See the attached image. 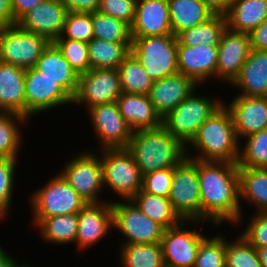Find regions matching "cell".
I'll return each mask as SVG.
<instances>
[{
    "mask_svg": "<svg viewBox=\"0 0 267 267\" xmlns=\"http://www.w3.org/2000/svg\"><path fill=\"white\" fill-rule=\"evenodd\" d=\"M201 221L219 226L242 220L239 199V169L236 163L197 159Z\"/></svg>",
    "mask_w": 267,
    "mask_h": 267,
    "instance_id": "obj_1",
    "label": "cell"
},
{
    "mask_svg": "<svg viewBox=\"0 0 267 267\" xmlns=\"http://www.w3.org/2000/svg\"><path fill=\"white\" fill-rule=\"evenodd\" d=\"M240 144L232 115L224 103L198 128L197 133L186 145V157L237 164ZM189 145L197 150L196 156L189 153Z\"/></svg>",
    "mask_w": 267,
    "mask_h": 267,
    "instance_id": "obj_2",
    "label": "cell"
},
{
    "mask_svg": "<svg viewBox=\"0 0 267 267\" xmlns=\"http://www.w3.org/2000/svg\"><path fill=\"white\" fill-rule=\"evenodd\" d=\"M127 150L132 154L142 175L174 168L186 157V146L162 125L133 131Z\"/></svg>",
    "mask_w": 267,
    "mask_h": 267,
    "instance_id": "obj_3",
    "label": "cell"
},
{
    "mask_svg": "<svg viewBox=\"0 0 267 267\" xmlns=\"http://www.w3.org/2000/svg\"><path fill=\"white\" fill-rule=\"evenodd\" d=\"M130 53L153 81L178 73L177 38L173 34L132 37Z\"/></svg>",
    "mask_w": 267,
    "mask_h": 267,
    "instance_id": "obj_4",
    "label": "cell"
},
{
    "mask_svg": "<svg viewBox=\"0 0 267 267\" xmlns=\"http://www.w3.org/2000/svg\"><path fill=\"white\" fill-rule=\"evenodd\" d=\"M38 189L29 198L35 226L44 218L76 214L87 204L60 173Z\"/></svg>",
    "mask_w": 267,
    "mask_h": 267,
    "instance_id": "obj_5",
    "label": "cell"
},
{
    "mask_svg": "<svg viewBox=\"0 0 267 267\" xmlns=\"http://www.w3.org/2000/svg\"><path fill=\"white\" fill-rule=\"evenodd\" d=\"M194 90L180 104L162 118V126L185 146L198 128L223 104L220 98L201 97Z\"/></svg>",
    "mask_w": 267,
    "mask_h": 267,
    "instance_id": "obj_6",
    "label": "cell"
},
{
    "mask_svg": "<svg viewBox=\"0 0 267 267\" xmlns=\"http://www.w3.org/2000/svg\"><path fill=\"white\" fill-rule=\"evenodd\" d=\"M103 187L123 200H131L142 190L143 175L127 148L101 149Z\"/></svg>",
    "mask_w": 267,
    "mask_h": 267,
    "instance_id": "obj_7",
    "label": "cell"
},
{
    "mask_svg": "<svg viewBox=\"0 0 267 267\" xmlns=\"http://www.w3.org/2000/svg\"><path fill=\"white\" fill-rule=\"evenodd\" d=\"M168 198L183 221L202 223L197 159L185 157L173 168Z\"/></svg>",
    "mask_w": 267,
    "mask_h": 267,
    "instance_id": "obj_8",
    "label": "cell"
},
{
    "mask_svg": "<svg viewBox=\"0 0 267 267\" xmlns=\"http://www.w3.org/2000/svg\"><path fill=\"white\" fill-rule=\"evenodd\" d=\"M50 42L14 24L0 29V61L28 69L35 67Z\"/></svg>",
    "mask_w": 267,
    "mask_h": 267,
    "instance_id": "obj_9",
    "label": "cell"
},
{
    "mask_svg": "<svg viewBox=\"0 0 267 267\" xmlns=\"http://www.w3.org/2000/svg\"><path fill=\"white\" fill-rule=\"evenodd\" d=\"M59 173L87 203L102 202L98 196L103 191L100 154L91 153V150L77 156L73 154Z\"/></svg>",
    "mask_w": 267,
    "mask_h": 267,
    "instance_id": "obj_10",
    "label": "cell"
},
{
    "mask_svg": "<svg viewBox=\"0 0 267 267\" xmlns=\"http://www.w3.org/2000/svg\"><path fill=\"white\" fill-rule=\"evenodd\" d=\"M112 202L113 228L126 237L121 244L160 243L165 228L151 220L131 201Z\"/></svg>",
    "mask_w": 267,
    "mask_h": 267,
    "instance_id": "obj_11",
    "label": "cell"
},
{
    "mask_svg": "<svg viewBox=\"0 0 267 267\" xmlns=\"http://www.w3.org/2000/svg\"><path fill=\"white\" fill-rule=\"evenodd\" d=\"M26 118L73 104V98L53 79L46 77L35 67L25 70Z\"/></svg>",
    "mask_w": 267,
    "mask_h": 267,
    "instance_id": "obj_12",
    "label": "cell"
},
{
    "mask_svg": "<svg viewBox=\"0 0 267 267\" xmlns=\"http://www.w3.org/2000/svg\"><path fill=\"white\" fill-rule=\"evenodd\" d=\"M121 93L118 69H90L79 75L73 103L78 106L84 104L89 109L95 105L116 102Z\"/></svg>",
    "mask_w": 267,
    "mask_h": 267,
    "instance_id": "obj_13",
    "label": "cell"
},
{
    "mask_svg": "<svg viewBox=\"0 0 267 267\" xmlns=\"http://www.w3.org/2000/svg\"><path fill=\"white\" fill-rule=\"evenodd\" d=\"M100 149L127 148L133 131L120 114L117 103L99 104L88 109Z\"/></svg>",
    "mask_w": 267,
    "mask_h": 267,
    "instance_id": "obj_14",
    "label": "cell"
},
{
    "mask_svg": "<svg viewBox=\"0 0 267 267\" xmlns=\"http://www.w3.org/2000/svg\"><path fill=\"white\" fill-rule=\"evenodd\" d=\"M185 222L164 231L160 244L165 267H194L199 245L206 236L197 228H181Z\"/></svg>",
    "mask_w": 267,
    "mask_h": 267,
    "instance_id": "obj_15",
    "label": "cell"
},
{
    "mask_svg": "<svg viewBox=\"0 0 267 267\" xmlns=\"http://www.w3.org/2000/svg\"><path fill=\"white\" fill-rule=\"evenodd\" d=\"M250 50L251 44L247 33L234 32L226 27L218 45L216 79L230 85L239 75Z\"/></svg>",
    "mask_w": 267,
    "mask_h": 267,
    "instance_id": "obj_16",
    "label": "cell"
},
{
    "mask_svg": "<svg viewBox=\"0 0 267 267\" xmlns=\"http://www.w3.org/2000/svg\"><path fill=\"white\" fill-rule=\"evenodd\" d=\"M111 228H113L112 202L104 200L99 203H87L78 212V232L75 240L77 249L86 250L98 244Z\"/></svg>",
    "mask_w": 267,
    "mask_h": 267,
    "instance_id": "obj_17",
    "label": "cell"
},
{
    "mask_svg": "<svg viewBox=\"0 0 267 267\" xmlns=\"http://www.w3.org/2000/svg\"><path fill=\"white\" fill-rule=\"evenodd\" d=\"M67 12L60 0H44L26 13L17 24L26 31L54 42L61 36Z\"/></svg>",
    "mask_w": 267,
    "mask_h": 267,
    "instance_id": "obj_18",
    "label": "cell"
},
{
    "mask_svg": "<svg viewBox=\"0 0 267 267\" xmlns=\"http://www.w3.org/2000/svg\"><path fill=\"white\" fill-rule=\"evenodd\" d=\"M229 109L238 140L267 128V97L236 95Z\"/></svg>",
    "mask_w": 267,
    "mask_h": 267,
    "instance_id": "obj_19",
    "label": "cell"
},
{
    "mask_svg": "<svg viewBox=\"0 0 267 267\" xmlns=\"http://www.w3.org/2000/svg\"><path fill=\"white\" fill-rule=\"evenodd\" d=\"M178 72L192 78L198 85L216 79L218 46H187L177 44Z\"/></svg>",
    "mask_w": 267,
    "mask_h": 267,
    "instance_id": "obj_20",
    "label": "cell"
},
{
    "mask_svg": "<svg viewBox=\"0 0 267 267\" xmlns=\"http://www.w3.org/2000/svg\"><path fill=\"white\" fill-rule=\"evenodd\" d=\"M173 34L168 0H137L132 37Z\"/></svg>",
    "mask_w": 267,
    "mask_h": 267,
    "instance_id": "obj_21",
    "label": "cell"
},
{
    "mask_svg": "<svg viewBox=\"0 0 267 267\" xmlns=\"http://www.w3.org/2000/svg\"><path fill=\"white\" fill-rule=\"evenodd\" d=\"M198 86L192 78L178 72L154 81L148 96L155 111L163 118L194 90H197Z\"/></svg>",
    "mask_w": 267,
    "mask_h": 267,
    "instance_id": "obj_22",
    "label": "cell"
},
{
    "mask_svg": "<svg viewBox=\"0 0 267 267\" xmlns=\"http://www.w3.org/2000/svg\"><path fill=\"white\" fill-rule=\"evenodd\" d=\"M0 112L26 117L25 69L1 61Z\"/></svg>",
    "mask_w": 267,
    "mask_h": 267,
    "instance_id": "obj_23",
    "label": "cell"
},
{
    "mask_svg": "<svg viewBox=\"0 0 267 267\" xmlns=\"http://www.w3.org/2000/svg\"><path fill=\"white\" fill-rule=\"evenodd\" d=\"M117 106L132 131L157 128L162 118L155 111L148 95L122 92Z\"/></svg>",
    "mask_w": 267,
    "mask_h": 267,
    "instance_id": "obj_24",
    "label": "cell"
},
{
    "mask_svg": "<svg viewBox=\"0 0 267 267\" xmlns=\"http://www.w3.org/2000/svg\"><path fill=\"white\" fill-rule=\"evenodd\" d=\"M238 95L267 97V51L251 49L239 75L230 84Z\"/></svg>",
    "mask_w": 267,
    "mask_h": 267,
    "instance_id": "obj_25",
    "label": "cell"
},
{
    "mask_svg": "<svg viewBox=\"0 0 267 267\" xmlns=\"http://www.w3.org/2000/svg\"><path fill=\"white\" fill-rule=\"evenodd\" d=\"M35 68L44 76L55 80L72 98L75 97L79 85V74L53 42H50L43 50Z\"/></svg>",
    "mask_w": 267,
    "mask_h": 267,
    "instance_id": "obj_26",
    "label": "cell"
},
{
    "mask_svg": "<svg viewBox=\"0 0 267 267\" xmlns=\"http://www.w3.org/2000/svg\"><path fill=\"white\" fill-rule=\"evenodd\" d=\"M225 18L229 30L249 34L267 19V0H233Z\"/></svg>",
    "mask_w": 267,
    "mask_h": 267,
    "instance_id": "obj_27",
    "label": "cell"
},
{
    "mask_svg": "<svg viewBox=\"0 0 267 267\" xmlns=\"http://www.w3.org/2000/svg\"><path fill=\"white\" fill-rule=\"evenodd\" d=\"M239 199L251 203L260 213H267V168L238 167Z\"/></svg>",
    "mask_w": 267,
    "mask_h": 267,
    "instance_id": "obj_28",
    "label": "cell"
},
{
    "mask_svg": "<svg viewBox=\"0 0 267 267\" xmlns=\"http://www.w3.org/2000/svg\"><path fill=\"white\" fill-rule=\"evenodd\" d=\"M168 4L174 36L206 22L214 15L202 0H168Z\"/></svg>",
    "mask_w": 267,
    "mask_h": 267,
    "instance_id": "obj_29",
    "label": "cell"
},
{
    "mask_svg": "<svg viewBox=\"0 0 267 267\" xmlns=\"http://www.w3.org/2000/svg\"><path fill=\"white\" fill-rule=\"evenodd\" d=\"M131 201L143 214L161 224L165 229L174 227L183 222L174 211L168 197L152 195L140 190Z\"/></svg>",
    "mask_w": 267,
    "mask_h": 267,
    "instance_id": "obj_30",
    "label": "cell"
},
{
    "mask_svg": "<svg viewBox=\"0 0 267 267\" xmlns=\"http://www.w3.org/2000/svg\"><path fill=\"white\" fill-rule=\"evenodd\" d=\"M132 43H115L93 38L88 43L91 69H118L130 54Z\"/></svg>",
    "mask_w": 267,
    "mask_h": 267,
    "instance_id": "obj_31",
    "label": "cell"
},
{
    "mask_svg": "<svg viewBox=\"0 0 267 267\" xmlns=\"http://www.w3.org/2000/svg\"><path fill=\"white\" fill-rule=\"evenodd\" d=\"M226 27L225 15L214 14L206 22L179 32L176 35L177 44L218 46L221 34Z\"/></svg>",
    "mask_w": 267,
    "mask_h": 267,
    "instance_id": "obj_32",
    "label": "cell"
},
{
    "mask_svg": "<svg viewBox=\"0 0 267 267\" xmlns=\"http://www.w3.org/2000/svg\"><path fill=\"white\" fill-rule=\"evenodd\" d=\"M41 239L50 244H75L78 213L44 218L38 225Z\"/></svg>",
    "mask_w": 267,
    "mask_h": 267,
    "instance_id": "obj_33",
    "label": "cell"
},
{
    "mask_svg": "<svg viewBox=\"0 0 267 267\" xmlns=\"http://www.w3.org/2000/svg\"><path fill=\"white\" fill-rule=\"evenodd\" d=\"M120 253L122 267H165L160 243L125 244Z\"/></svg>",
    "mask_w": 267,
    "mask_h": 267,
    "instance_id": "obj_34",
    "label": "cell"
},
{
    "mask_svg": "<svg viewBox=\"0 0 267 267\" xmlns=\"http://www.w3.org/2000/svg\"><path fill=\"white\" fill-rule=\"evenodd\" d=\"M28 121L26 117L15 113L0 112V157L19 158L23 133L18 124H29Z\"/></svg>",
    "mask_w": 267,
    "mask_h": 267,
    "instance_id": "obj_35",
    "label": "cell"
},
{
    "mask_svg": "<svg viewBox=\"0 0 267 267\" xmlns=\"http://www.w3.org/2000/svg\"><path fill=\"white\" fill-rule=\"evenodd\" d=\"M122 92L148 95L153 80L130 53L118 68Z\"/></svg>",
    "mask_w": 267,
    "mask_h": 267,
    "instance_id": "obj_36",
    "label": "cell"
},
{
    "mask_svg": "<svg viewBox=\"0 0 267 267\" xmlns=\"http://www.w3.org/2000/svg\"><path fill=\"white\" fill-rule=\"evenodd\" d=\"M94 38L115 43H132L131 26L126 22L102 14L92 13Z\"/></svg>",
    "mask_w": 267,
    "mask_h": 267,
    "instance_id": "obj_37",
    "label": "cell"
},
{
    "mask_svg": "<svg viewBox=\"0 0 267 267\" xmlns=\"http://www.w3.org/2000/svg\"><path fill=\"white\" fill-rule=\"evenodd\" d=\"M243 139L245 144L239 147L237 166L267 168V128Z\"/></svg>",
    "mask_w": 267,
    "mask_h": 267,
    "instance_id": "obj_38",
    "label": "cell"
},
{
    "mask_svg": "<svg viewBox=\"0 0 267 267\" xmlns=\"http://www.w3.org/2000/svg\"><path fill=\"white\" fill-rule=\"evenodd\" d=\"M228 242L225 237L226 267H261L257 249L241 234Z\"/></svg>",
    "mask_w": 267,
    "mask_h": 267,
    "instance_id": "obj_39",
    "label": "cell"
},
{
    "mask_svg": "<svg viewBox=\"0 0 267 267\" xmlns=\"http://www.w3.org/2000/svg\"><path fill=\"white\" fill-rule=\"evenodd\" d=\"M194 267H226L225 236L205 237L199 245Z\"/></svg>",
    "mask_w": 267,
    "mask_h": 267,
    "instance_id": "obj_40",
    "label": "cell"
},
{
    "mask_svg": "<svg viewBox=\"0 0 267 267\" xmlns=\"http://www.w3.org/2000/svg\"><path fill=\"white\" fill-rule=\"evenodd\" d=\"M53 43L79 75L91 69L87 43L71 39H56Z\"/></svg>",
    "mask_w": 267,
    "mask_h": 267,
    "instance_id": "obj_41",
    "label": "cell"
},
{
    "mask_svg": "<svg viewBox=\"0 0 267 267\" xmlns=\"http://www.w3.org/2000/svg\"><path fill=\"white\" fill-rule=\"evenodd\" d=\"M93 38L92 13L67 12L62 33L58 39L88 43Z\"/></svg>",
    "mask_w": 267,
    "mask_h": 267,
    "instance_id": "obj_42",
    "label": "cell"
},
{
    "mask_svg": "<svg viewBox=\"0 0 267 267\" xmlns=\"http://www.w3.org/2000/svg\"><path fill=\"white\" fill-rule=\"evenodd\" d=\"M18 159L0 157V211L9 216L12 206L13 188L15 187V173Z\"/></svg>",
    "mask_w": 267,
    "mask_h": 267,
    "instance_id": "obj_43",
    "label": "cell"
},
{
    "mask_svg": "<svg viewBox=\"0 0 267 267\" xmlns=\"http://www.w3.org/2000/svg\"><path fill=\"white\" fill-rule=\"evenodd\" d=\"M173 179V168L157 170L143 175L142 191L162 196L169 197Z\"/></svg>",
    "mask_w": 267,
    "mask_h": 267,
    "instance_id": "obj_44",
    "label": "cell"
},
{
    "mask_svg": "<svg viewBox=\"0 0 267 267\" xmlns=\"http://www.w3.org/2000/svg\"><path fill=\"white\" fill-rule=\"evenodd\" d=\"M136 3L137 0H99L98 12L131 26L135 19Z\"/></svg>",
    "mask_w": 267,
    "mask_h": 267,
    "instance_id": "obj_45",
    "label": "cell"
},
{
    "mask_svg": "<svg viewBox=\"0 0 267 267\" xmlns=\"http://www.w3.org/2000/svg\"><path fill=\"white\" fill-rule=\"evenodd\" d=\"M253 213L241 235L256 249L267 247V213Z\"/></svg>",
    "mask_w": 267,
    "mask_h": 267,
    "instance_id": "obj_46",
    "label": "cell"
},
{
    "mask_svg": "<svg viewBox=\"0 0 267 267\" xmlns=\"http://www.w3.org/2000/svg\"><path fill=\"white\" fill-rule=\"evenodd\" d=\"M68 12L93 13L98 11L99 0H60Z\"/></svg>",
    "mask_w": 267,
    "mask_h": 267,
    "instance_id": "obj_47",
    "label": "cell"
},
{
    "mask_svg": "<svg viewBox=\"0 0 267 267\" xmlns=\"http://www.w3.org/2000/svg\"><path fill=\"white\" fill-rule=\"evenodd\" d=\"M251 49L267 51V19L249 34Z\"/></svg>",
    "mask_w": 267,
    "mask_h": 267,
    "instance_id": "obj_48",
    "label": "cell"
},
{
    "mask_svg": "<svg viewBox=\"0 0 267 267\" xmlns=\"http://www.w3.org/2000/svg\"><path fill=\"white\" fill-rule=\"evenodd\" d=\"M44 0H11L15 24Z\"/></svg>",
    "mask_w": 267,
    "mask_h": 267,
    "instance_id": "obj_49",
    "label": "cell"
},
{
    "mask_svg": "<svg viewBox=\"0 0 267 267\" xmlns=\"http://www.w3.org/2000/svg\"><path fill=\"white\" fill-rule=\"evenodd\" d=\"M15 24L11 0H0V29Z\"/></svg>",
    "mask_w": 267,
    "mask_h": 267,
    "instance_id": "obj_50",
    "label": "cell"
},
{
    "mask_svg": "<svg viewBox=\"0 0 267 267\" xmlns=\"http://www.w3.org/2000/svg\"><path fill=\"white\" fill-rule=\"evenodd\" d=\"M205 5L214 13L225 15L233 0H202Z\"/></svg>",
    "mask_w": 267,
    "mask_h": 267,
    "instance_id": "obj_51",
    "label": "cell"
},
{
    "mask_svg": "<svg viewBox=\"0 0 267 267\" xmlns=\"http://www.w3.org/2000/svg\"><path fill=\"white\" fill-rule=\"evenodd\" d=\"M23 265L17 263L12 256L8 254L0 245V267H22Z\"/></svg>",
    "mask_w": 267,
    "mask_h": 267,
    "instance_id": "obj_52",
    "label": "cell"
},
{
    "mask_svg": "<svg viewBox=\"0 0 267 267\" xmlns=\"http://www.w3.org/2000/svg\"><path fill=\"white\" fill-rule=\"evenodd\" d=\"M257 253L259 256L261 267H267V247L258 248Z\"/></svg>",
    "mask_w": 267,
    "mask_h": 267,
    "instance_id": "obj_53",
    "label": "cell"
},
{
    "mask_svg": "<svg viewBox=\"0 0 267 267\" xmlns=\"http://www.w3.org/2000/svg\"><path fill=\"white\" fill-rule=\"evenodd\" d=\"M5 218H7V217L0 211V221L1 220L4 221Z\"/></svg>",
    "mask_w": 267,
    "mask_h": 267,
    "instance_id": "obj_54",
    "label": "cell"
},
{
    "mask_svg": "<svg viewBox=\"0 0 267 267\" xmlns=\"http://www.w3.org/2000/svg\"><path fill=\"white\" fill-rule=\"evenodd\" d=\"M22 267H32V266H30V265H27V264H23V266Z\"/></svg>",
    "mask_w": 267,
    "mask_h": 267,
    "instance_id": "obj_55",
    "label": "cell"
}]
</instances>
